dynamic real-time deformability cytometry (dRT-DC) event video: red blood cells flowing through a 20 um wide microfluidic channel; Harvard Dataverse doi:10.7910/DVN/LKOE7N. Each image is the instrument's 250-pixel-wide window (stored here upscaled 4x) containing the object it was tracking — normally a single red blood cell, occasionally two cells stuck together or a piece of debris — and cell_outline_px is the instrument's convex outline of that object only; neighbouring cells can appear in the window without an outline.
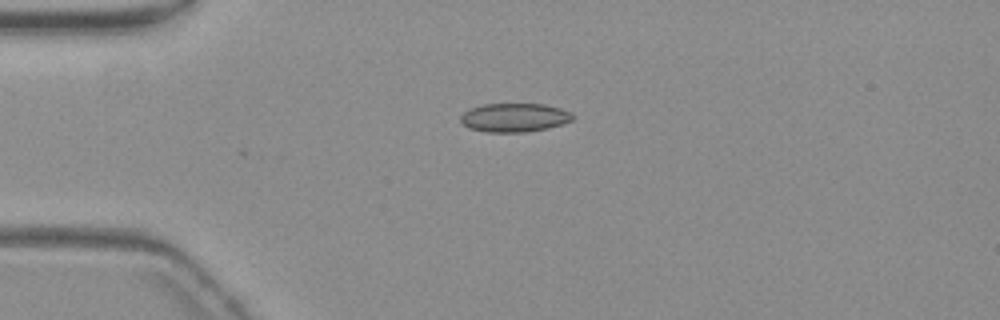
{"species": "common noctule bat (a hibernating species)", "species_latin": "Nyctalus noctula", "temperature_condition": "warm", "stored_images_in_passage": 32, "camera_frame_rate_fps": 3000, "um_per_image_px": 0.085, "animal": {"sex": "female", "body_mass_g": 19.3, "forearm_length_mm": 54.1}, "frame": {"image": 1, "passage_image": 1, "time_ms": 0.0, "image_size_px": [1000, 320], "cell_outline_px": [[576, 116], [572, 120], [548, 128], [524, 132], [484, 132], [468, 128], [460, 120], [460, 116], [464, 112], [472, 108], [484, 104], [544, 104], [560, 108], [572, 112]], "centroid_in_image_um": [43.74, 9.99], "position_along_channel_um": 41.3, "area_um2": 18.79}}
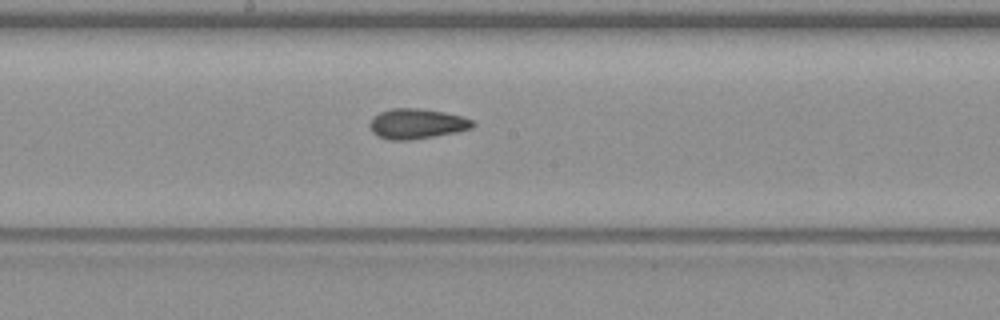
{"frame": {"image": 2, "passage_image": 17, "time_ms": 5.333, "image_size_px": [1000, 320], "cell_outline_px": [[476, 124], [472, 128], [432, 136], [408, 140], [388, 140], [376, 136], [372, 132], [368, 124], [372, 116], [380, 112], [392, 108], [420, 108], [444, 112], [464, 116], [472, 120]], "centroid_in_image_um": [35.38, 10.51], "position_along_channel_um": 212.8, "area_um2": 18.15}}
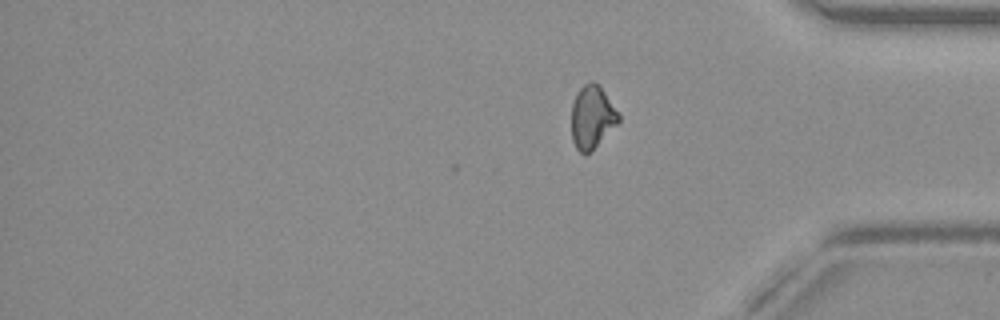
{"frame": {"image": 3, "passage_image": 32, "time_ms": 10.333, "image_size_px": [1000, 320], "cell_outline_px": [[620, 120], [592, 152], [584, 156], [576, 148], [572, 140], [572, 104], [576, 92], [584, 84], [592, 80], [600, 84], [620, 116]], "centroid_in_image_um": [50.32, 9.96], "position_along_channel_um": 384.9, "area_um2": 17.51}, "authors_computed_cell_mechanics": {"area_um2": 17.9758, "velocity_mm_per_s": 3.7193, "shape_relaxation_time_tau1_ms": null, "shape_relaxation_time_tau2_ms": 2.2656, "deformation_change_tau1": null, "deformation_change_tau2": 0.0789}}